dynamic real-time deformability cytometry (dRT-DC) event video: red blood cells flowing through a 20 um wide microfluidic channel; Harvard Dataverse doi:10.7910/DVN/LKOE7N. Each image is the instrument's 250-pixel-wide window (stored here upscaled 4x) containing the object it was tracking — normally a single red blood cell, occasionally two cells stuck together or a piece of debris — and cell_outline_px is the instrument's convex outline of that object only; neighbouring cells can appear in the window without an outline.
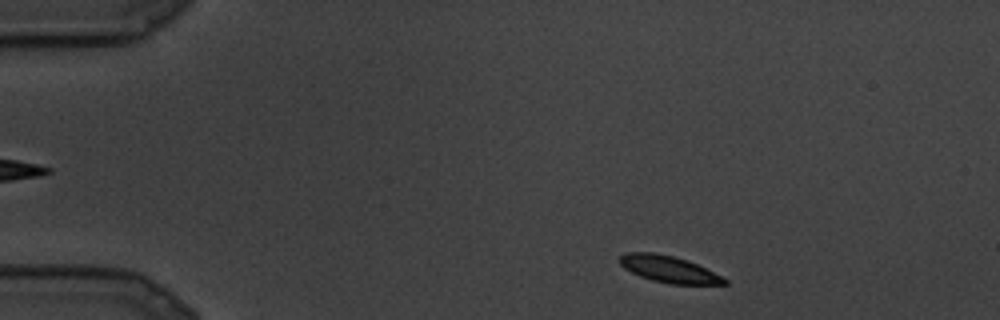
{"species": "common noctule bat (a hibernating species)", "species_latin": "Nyctalus noctula", "temperature_condition": "cold", "stored_images_in_passage": 8, "camera_frame_rate_fps": 3000, "um_per_image_px": 0.085, "animal": {"sex": "male", "body_mass_g": 19.5, "forearm_length_mm": 54.6}, "frame": {"image": 1, "passage_image": 1, "time_ms": 0.0, "image_size_px": [1000, 320], "cell_outline_px": [[728, 284], [668, 284], [652, 280], [640, 276], [624, 268], [620, 264], [620, 256], [624, 252], [656, 252], [688, 260], [728, 280]], "centroid_in_image_um": [56.81, 22.87], "position_along_channel_um": 28.2, "area_um2": 16.13}}
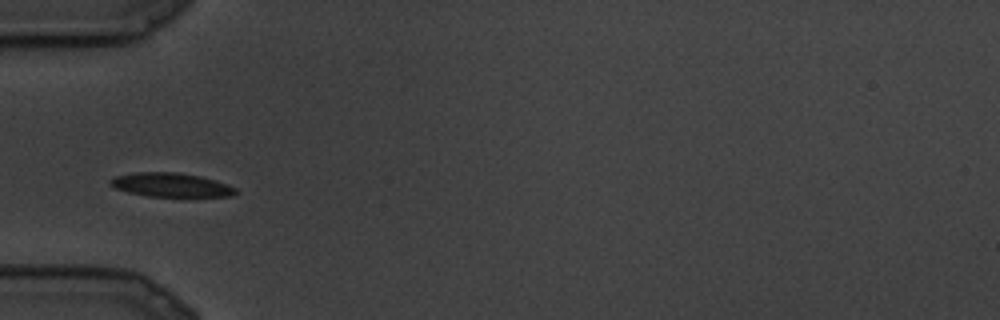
{"frame": {"image": 2, "passage_image": 5, "time_ms": 1.333, "image_size_px": [1000, 320], "cell_outline_px": [[240, 192], [232, 196], [148, 196], [128, 192], [116, 188], [108, 184], [108, 180], [112, 176], [136, 172], [176, 172], [200, 176], [216, 180], [228, 184], [236, 188]], "centroid_in_image_um": [14.52, 15.71], "position_along_channel_um": 70.5, "area_um2": 17.63}}
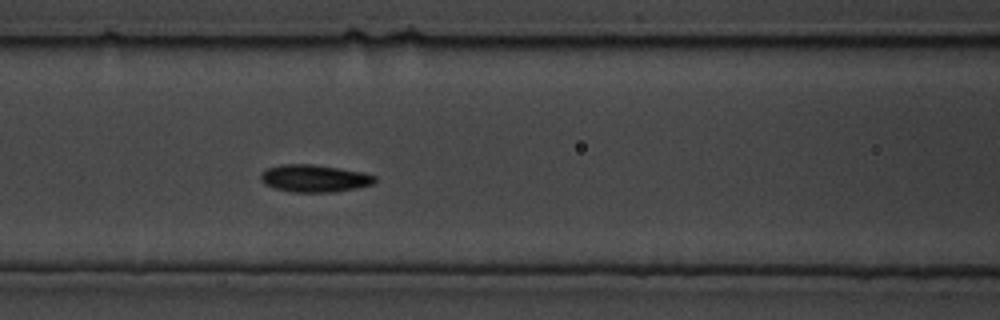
{"frame": {"image": 3, "passage_image": 8, "time_ms": 2.333, "image_size_px": [1000, 320], "cell_outline_px": [[376, 180], [372, 184], [356, 188], [332, 192], [292, 192], [276, 188], [264, 184], [260, 180], [260, 172], [268, 168], [280, 164], [312, 164], [340, 168], [364, 172], [376, 176]], "centroid_in_image_um": [26.71, 15.15], "position_along_channel_um": 139.9, "area_um2": 18.26}}